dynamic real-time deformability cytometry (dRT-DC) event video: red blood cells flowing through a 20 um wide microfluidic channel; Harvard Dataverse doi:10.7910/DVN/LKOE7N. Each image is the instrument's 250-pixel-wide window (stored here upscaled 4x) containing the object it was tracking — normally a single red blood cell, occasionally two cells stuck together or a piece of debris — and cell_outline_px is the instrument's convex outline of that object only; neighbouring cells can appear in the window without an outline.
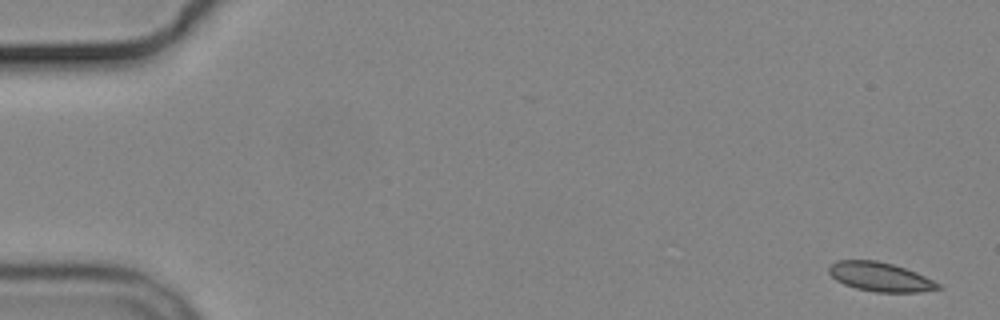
{"species": "common noctule bat (a hibernating species)", "species_latin": "Nyctalus noctula", "temperature_condition": "cold", "stored_images_in_passage": 5, "camera_frame_rate_fps": 3000, "um_per_image_px": 0.085, "animal": {"sex": "male", "body_mass_g": 19.2, "forearm_length_mm": 51.8}, "frame": {"image": 1, "passage_image": 1, "time_ms": 0.0, "image_size_px": [1000, 320], "cell_outline_px": [[944, 288], [920, 292], [876, 292], [856, 288], [844, 284], [836, 280], [828, 272], [828, 268], [836, 260], [876, 260], [892, 264], [916, 272], [940, 284]], "centroid_in_image_um": [74.82, 23.53], "position_along_channel_um": 10.2, "area_um2": 18.44}}
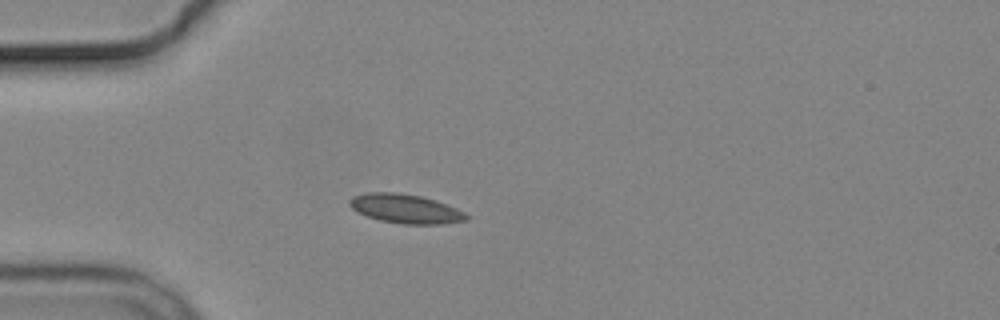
{"frame": {"image": 2, "passage_image": 5, "time_ms": 4.667, "image_size_px": [1000, 320], "cell_outline_px": [[468, 220], [440, 224], [404, 224], [380, 220], [356, 212], [348, 204], [348, 200], [352, 196], [368, 192], [396, 192], [420, 196], [436, 200], [456, 208], [464, 212], [468, 216]], "centroid_in_image_um": [34.44, 17.73], "position_along_channel_um": 50.6, "area_um2": 19.83}}